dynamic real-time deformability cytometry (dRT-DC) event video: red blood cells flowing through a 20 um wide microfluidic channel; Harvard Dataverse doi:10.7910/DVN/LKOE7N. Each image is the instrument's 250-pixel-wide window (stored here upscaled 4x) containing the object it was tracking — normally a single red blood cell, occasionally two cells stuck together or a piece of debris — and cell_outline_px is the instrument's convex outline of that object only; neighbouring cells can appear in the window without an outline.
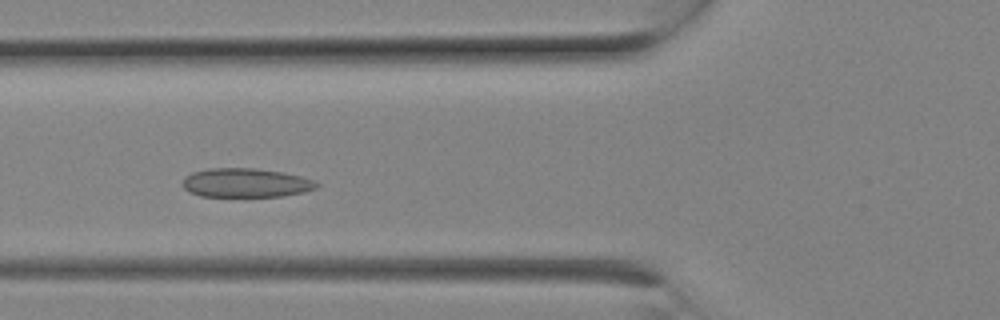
{"species": "Egyptian fruit bat (a non-hibernating species)", "species_latin": "Rousettus aegyptiacus", "temperature_condition": "room temperature", "stored_images_in_passage": 7, "camera_frame_rate_fps": 3000, "um_per_image_px": 0.085, "animal": {"sex": "female"}, "frame": {"image": 1, "passage_image": 6, "time_ms": 1.667, "image_size_px": [1000, 320], "cell_outline_px": [[320, 184], [316, 188], [304, 192], [280, 196], [200, 196], [188, 192], [180, 184], [184, 176], [192, 172], [208, 168], [252, 168], [280, 172], [300, 176], [312, 180]], "centroid_in_image_um": [20.82, 15.54], "position_along_channel_um": 105.0, "area_um2": 22.66}}
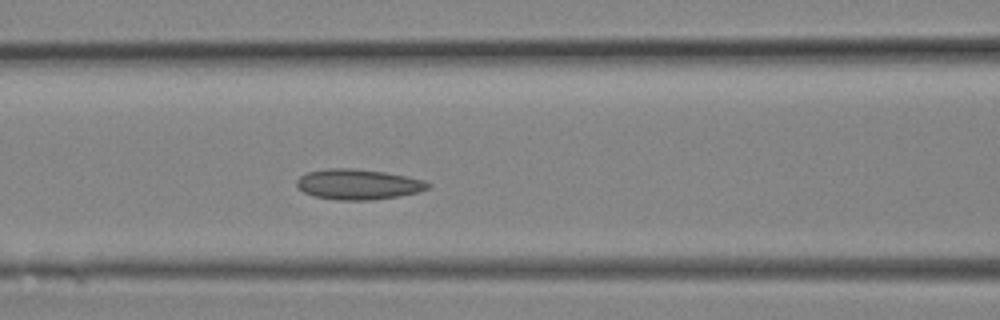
{"frame": {"image": 2, "passage_image": 7, "time_ms": 2.0, "image_size_px": [1000, 320], "cell_outline_px": [[432, 184], [428, 188], [420, 192], [400, 196], [368, 200], [336, 200], [316, 196], [304, 192], [296, 184], [296, 180], [300, 176], [308, 172], [328, 168], [352, 168], [384, 172], [424, 180]], "centroid_in_image_um": [30.46, 15.67], "position_along_channel_um": 136.1, "area_um2": 23.12}}